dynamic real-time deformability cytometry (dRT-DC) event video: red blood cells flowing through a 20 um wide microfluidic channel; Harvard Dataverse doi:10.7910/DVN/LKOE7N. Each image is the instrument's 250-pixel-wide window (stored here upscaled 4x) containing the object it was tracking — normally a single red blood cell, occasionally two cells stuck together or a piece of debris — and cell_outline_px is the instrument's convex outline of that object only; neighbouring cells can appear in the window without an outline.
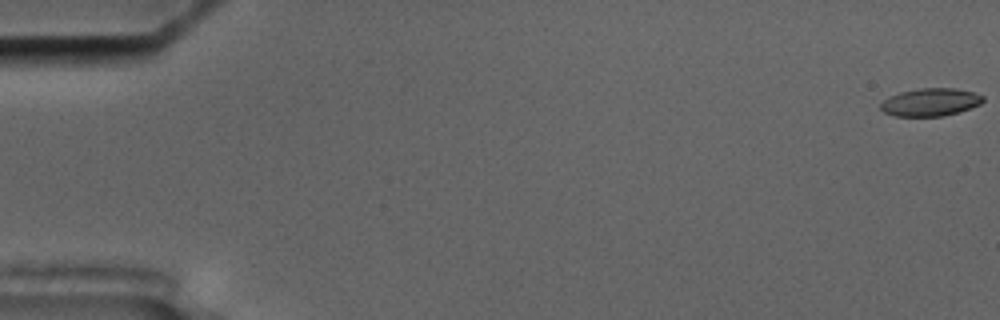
{"species": "common noctule bat (a hibernating species)", "species_latin": "Nyctalus noctula", "temperature_condition": "cold", "stored_images_in_passage": 6, "camera_frame_rate_fps": 3000, "um_per_image_px": 0.085, "animal": {"sex": "male", "body_mass_g": 17.5, "forearm_length_mm": 52.3}, "frame": {"image": 1, "passage_image": 1, "time_ms": 0.0, "image_size_px": [1000, 320], "cell_outline_px": [[984, 100], [980, 104], [960, 112], [944, 116], [896, 116], [884, 112], [880, 108], [880, 104], [888, 96], [900, 92], [920, 88], [956, 88], [972, 92], [984, 96]], "centroid_in_image_um": [79.09, 8.68], "position_along_channel_um": 5.9, "area_um2": 16.65}}
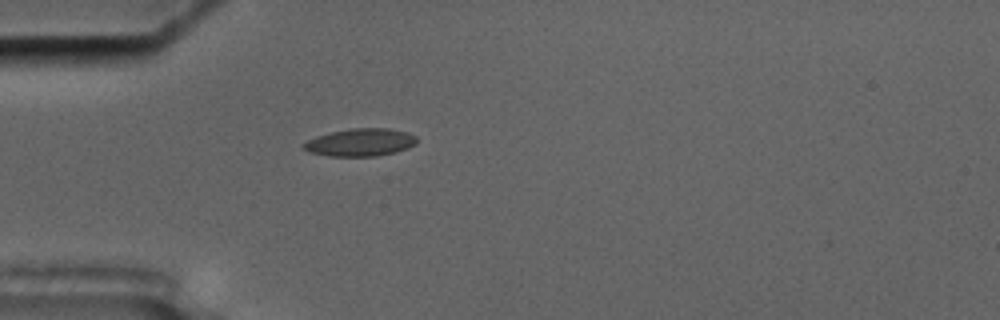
{"frame": {"image": 2, "passage_image": 6, "time_ms": 5.667, "image_size_px": [1000, 320], "cell_outline_px": [[416, 144], [408, 148], [396, 152], [376, 156], [328, 156], [308, 152], [300, 144], [316, 136], [332, 132], [352, 128], [388, 128], [408, 132], [416, 136]], "centroid_in_image_um": [30.63, 12.1], "position_along_channel_um": 54.4, "area_um2": 18.32}}